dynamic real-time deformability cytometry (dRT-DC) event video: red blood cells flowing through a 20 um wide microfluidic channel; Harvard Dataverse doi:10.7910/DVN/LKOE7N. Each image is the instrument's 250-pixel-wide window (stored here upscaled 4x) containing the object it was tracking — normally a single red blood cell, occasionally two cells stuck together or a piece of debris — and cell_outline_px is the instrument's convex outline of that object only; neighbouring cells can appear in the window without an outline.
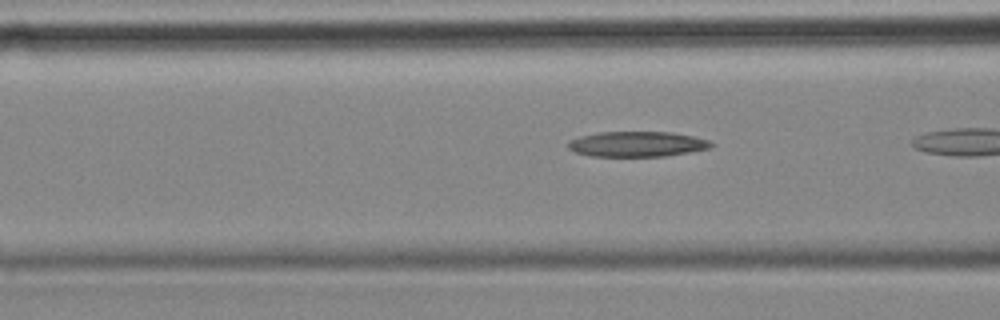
{"species": "common noctule bat (a hibernating species)", "species_latin": "Nyctalus noctula", "temperature_condition": "cold", "stored_images_in_passage": 18, "camera_frame_rate_fps": 3000, "um_per_image_px": 0.085, "animal": {"sex": "female", "body_mass_g": 18.4}, "frame": {"image": 1, "passage_image": 16, "time_ms": 5.0, "image_size_px": [1000, 320], "cell_outline_px": [[716, 144], [708, 148], [688, 152], [664, 156], [592, 156], [576, 152], [568, 148], [568, 140], [580, 136], [600, 132], [672, 132], [692, 136], [708, 140]], "centroid_in_image_um": [54.13, 12.24], "position_along_channel_um": 112.5, "area_um2": 20.92}}